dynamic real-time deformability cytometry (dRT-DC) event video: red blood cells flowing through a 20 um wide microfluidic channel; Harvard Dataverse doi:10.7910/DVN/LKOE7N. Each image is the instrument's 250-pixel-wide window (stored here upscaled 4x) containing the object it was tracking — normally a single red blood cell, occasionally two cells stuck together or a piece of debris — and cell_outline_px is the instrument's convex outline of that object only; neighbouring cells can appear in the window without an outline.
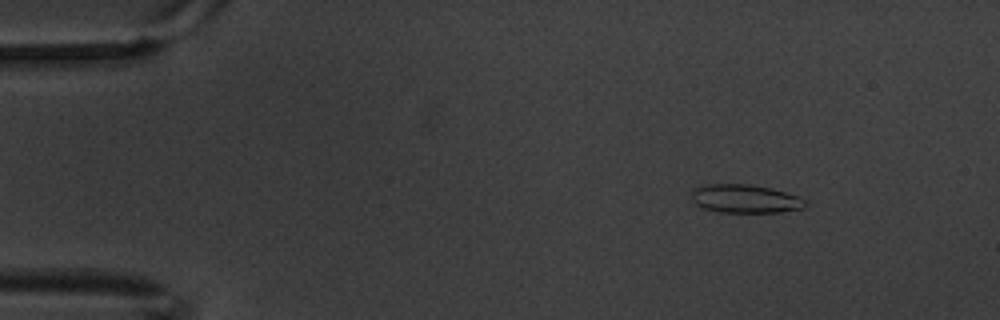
{"species": "common noctule bat (a hibernating species)", "species_latin": "Nyctalus noctula", "temperature_condition": "warm", "stored_images_in_passage": 5, "camera_frame_rate_fps": 3000, "um_per_image_px": 0.085, "animal": {"sex": "male", "body_mass_g": 20.1, "forearm_length_mm": 53.5}, "frame": {"image": 1, "passage_image": 3, "time_ms": 0.667, "image_size_px": [1000, 320], "cell_outline_px": [[808, 204], [804, 208], [780, 212], [720, 212], [704, 208], [696, 204], [692, 200], [692, 188], [704, 184], [748, 184], [772, 188], [796, 196], [804, 200]], "centroid_in_image_um": [63.31, 16.89], "position_along_channel_um": 21.7, "area_um2": 18.84}}